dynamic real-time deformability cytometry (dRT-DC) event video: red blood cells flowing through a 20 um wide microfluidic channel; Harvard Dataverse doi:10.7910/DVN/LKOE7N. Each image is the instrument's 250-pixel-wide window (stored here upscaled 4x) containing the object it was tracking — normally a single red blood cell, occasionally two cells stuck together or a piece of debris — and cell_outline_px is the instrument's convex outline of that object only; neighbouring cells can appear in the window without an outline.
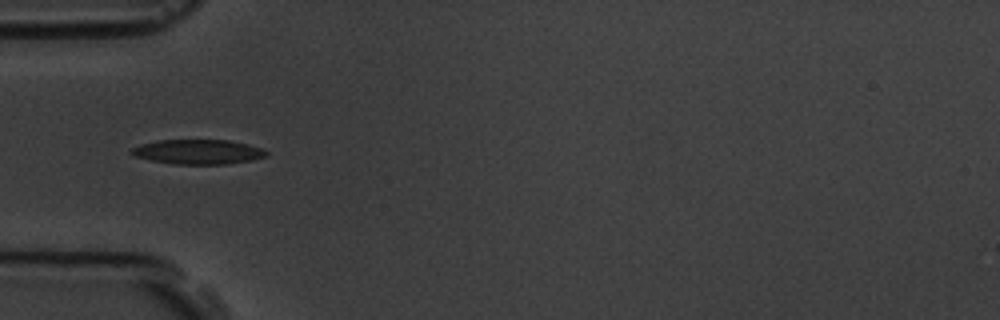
{"species": "common noctule bat (a hibernating species)", "species_latin": "Nyctalus noctula", "temperature_condition": "room temperature", "stored_images_in_passage": 3, "camera_frame_rate_fps": 3000, "um_per_image_px": 0.085, "animal": {"sex": "male", "body_mass_g": 19.5, "forearm_length_mm": 54.6}, "frame": {"image": 1, "passage_image": 1, "time_ms": 0.0, "image_size_px": [1000, 320], "cell_outline_px": [[268, 156], [252, 160], [228, 164], [172, 164], [132, 156], [128, 152], [132, 148], [140, 144], [156, 140], [228, 140], [248, 144], [264, 148], [268, 152]], "centroid_in_image_um": [16.84, 12.9], "position_along_channel_um": 68.2, "area_um2": 19.65}}
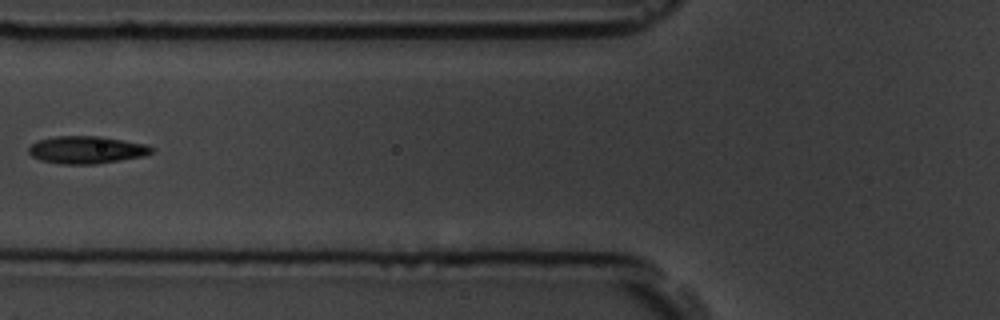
{"frame": {"image": 2, "passage_image": 2, "time_ms": 1.333, "image_size_px": [1000, 320], "cell_outline_px": [[156, 148], [152, 152], [144, 156], [96, 164], [60, 164], [40, 160], [32, 156], [28, 152], [28, 148], [36, 140], [56, 136], [100, 136], [148, 144]], "centroid_in_image_um": [7.37, 12.73], "position_along_channel_um": 118.4, "area_um2": 19.88}}
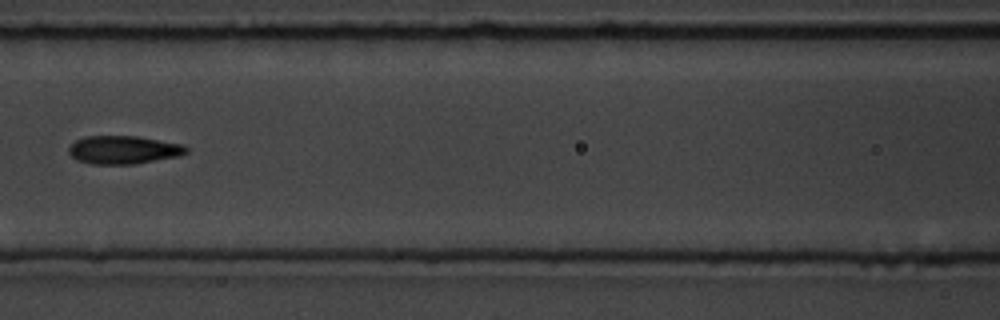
{"frame": {"image": 3, "passage_image": 3, "time_ms": 2.333, "image_size_px": [1000, 320], "cell_outline_px": [[188, 152], [180, 156], [136, 164], [88, 164], [76, 160], [68, 152], [68, 148], [76, 140], [88, 136], [136, 136], [184, 144], [188, 148]], "centroid_in_image_um": [10.52, 12.74], "position_along_channel_um": 156.1, "area_um2": 19.48}}